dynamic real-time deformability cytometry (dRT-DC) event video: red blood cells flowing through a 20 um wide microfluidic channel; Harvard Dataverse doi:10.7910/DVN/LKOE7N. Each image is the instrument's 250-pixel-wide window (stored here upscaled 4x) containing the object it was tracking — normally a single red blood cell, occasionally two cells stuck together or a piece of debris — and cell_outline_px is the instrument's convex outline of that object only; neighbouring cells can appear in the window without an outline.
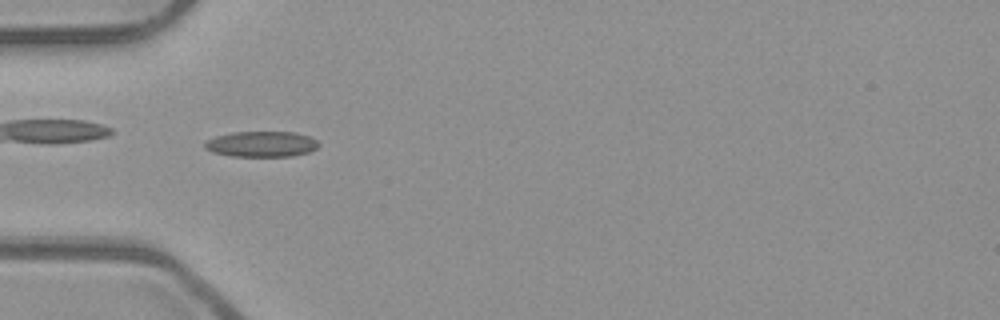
{"species": "common noctule bat (a hibernating species)", "species_latin": "Nyctalus noctula", "temperature_condition": "room temperature", "stored_images_in_passage": 53, "camera_frame_rate_fps": 3000, "um_per_image_px": 0.085, "animal": {"sex": "male", "body_mass_g": 23.1, "forearm_length_mm": 52.7}, "frame": {"image": 1, "passage_image": 17, "time_ms": 5.333, "image_size_px": [1000, 320], "cell_outline_px": [[320, 144], [316, 148], [308, 152], [292, 156], [232, 156], [212, 152], [204, 148], [204, 144], [208, 140], [216, 136], [232, 132], [296, 132], [308, 136], [316, 140]], "centroid_in_image_um": [22.22, 12.24], "position_along_channel_um": 62.8, "area_um2": 16.94}}
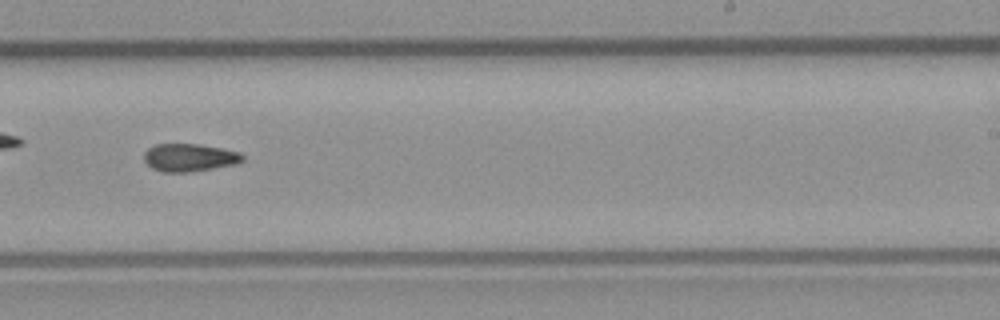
{"frame": {"image": 2, "passage_image": 33, "time_ms": 10.667, "image_size_px": [1000, 320], "cell_outline_px": [[244, 160], [236, 164], [188, 172], [164, 172], [152, 168], [144, 160], [144, 152], [148, 148], [156, 144], [196, 144], [220, 148], [240, 152], [244, 156]], "centroid_in_image_um": [16.09, 13.39], "position_along_channel_um": 272.9, "area_um2": 15.84}}
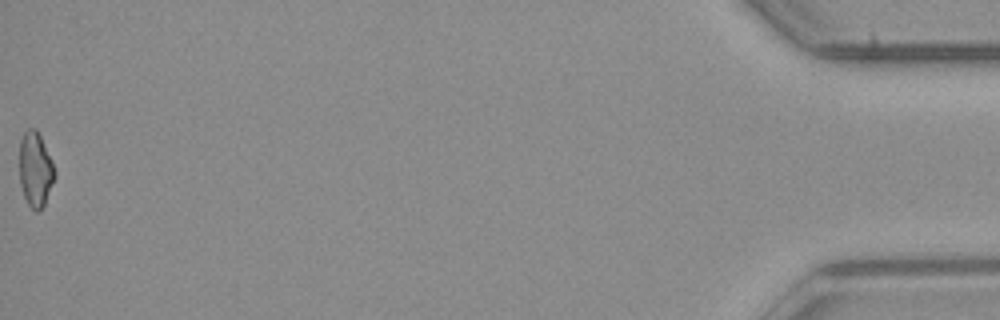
{"frame": {"image": 3, "passage_image": 53, "time_ms": 17.333, "image_size_px": [1000, 320], "cell_outline_px": [[56, 176], [44, 204], [36, 212], [28, 204], [24, 196], [20, 184], [20, 140], [24, 132], [28, 128], [36, 128], [40, 136], [56, 172]], "centroid_in_image_um": [3.0, 14.39], "position_along_channel_um": 432.2, "area_um2": 15.09}}